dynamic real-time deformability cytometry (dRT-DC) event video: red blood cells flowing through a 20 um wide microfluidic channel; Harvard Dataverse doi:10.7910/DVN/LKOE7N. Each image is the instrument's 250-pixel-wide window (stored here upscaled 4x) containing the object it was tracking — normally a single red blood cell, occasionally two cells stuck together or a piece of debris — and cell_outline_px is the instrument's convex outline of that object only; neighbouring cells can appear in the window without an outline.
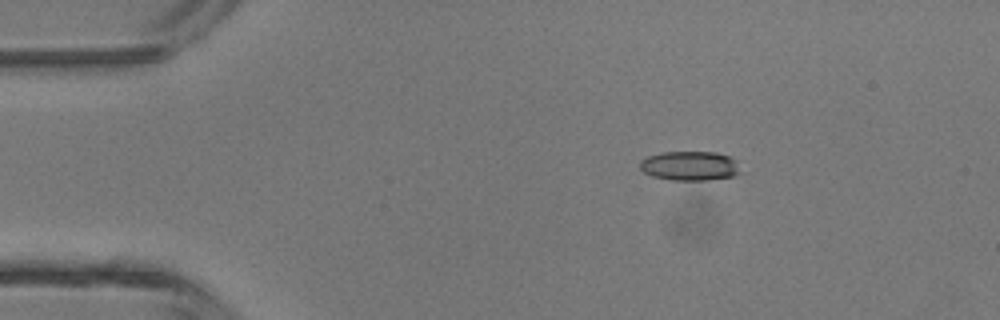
{"species": "common noctule bat (a hibernating species)", "species_latin": "Nyctalus noctula", "temperature_condition": "room temperature", "stored_images_in_passage": 6, "camera_frame_rate_fps": 3000, "um_per_image_px": 0.085, "animal": {"sex": "male", "body_mass_g": 13.3}, "frame": {"image": 1, "passage_image": 3, "time_ms": 0.667, "image_size_px": [1000, 320], "cell_outline_px": [[740, 172], [732, 176], [708, 180], [672, 180], [652, 176], [644, 172], [640, 168], [640, 160], [648, 156], [660, 152], [716, 152], [728, 156], [736, 160]], "centroid_in_image_um": [58.61, 14.09], "position_along_channel_um": 26.4, "area_um2": 17.17}}
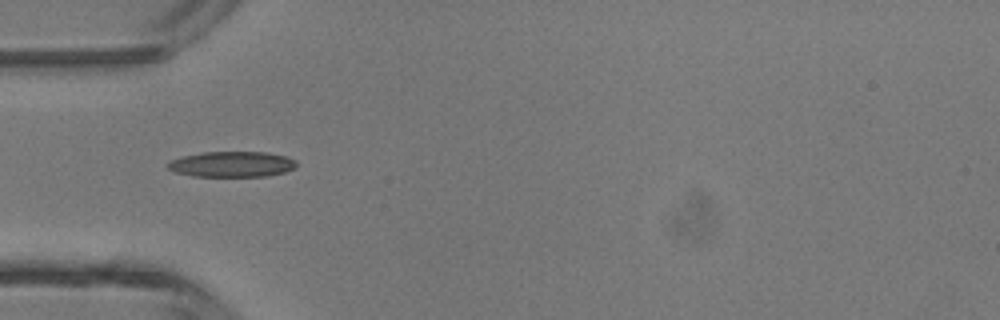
{"frame": {"image": 2, "passage_image": 5, "time_ms": 1.333, "image_size_px": [1000, 320], "cell_outline_px": [[296, 168], [284, 172], [268, 176], [192, 176], [176, 172], [168, 168], [168, 164], [172, 160], [184, 156], [204, 152], [268, 152], [288, 156], [296, 160]], "centroid_in_image_um": [19.78, 13.95], "position_along_channel_um": 65.2, "area_um2": 19.13}}
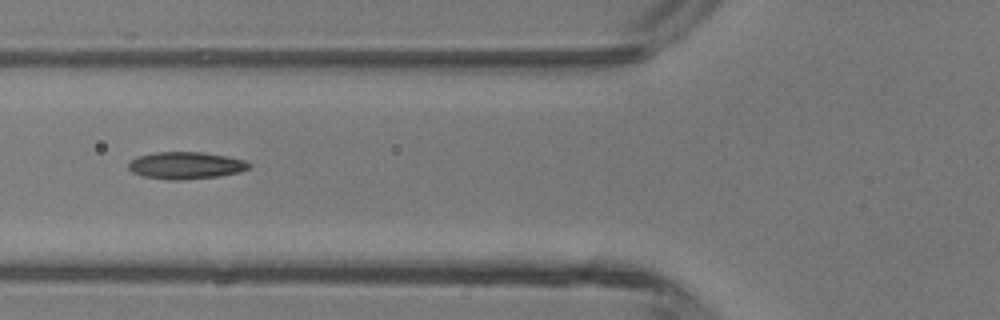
{"frame": {"image": 3, "passage_image": 6, "time_ms": 1.667, "image_size_px": [1000, 320], "cell_outline_px": [[252, 164], [248, 168], [240, 172], [220, 176], [180, 180], [168, 180], [144, 176], [132, 172], [128, 168], [128, 164], [136, 156], [152, 152], [204, 152], [228, 156], [244, 160]], "centroid_in_image_um": [15.79, 14.05], "position_along_channel_um": 110.0, "area_um2": 19.19}}